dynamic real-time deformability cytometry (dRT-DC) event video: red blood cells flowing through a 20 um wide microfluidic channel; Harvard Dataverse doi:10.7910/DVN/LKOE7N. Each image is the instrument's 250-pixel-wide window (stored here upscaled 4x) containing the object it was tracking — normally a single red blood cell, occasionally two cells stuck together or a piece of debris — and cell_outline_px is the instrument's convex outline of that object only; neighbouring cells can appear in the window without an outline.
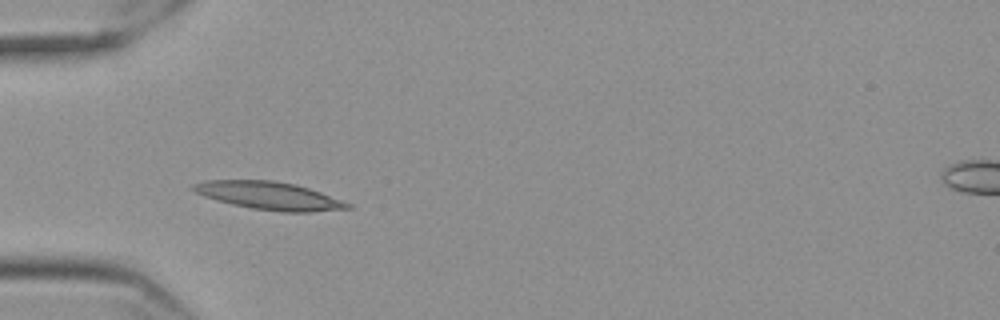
{"species": "Egyptian fruit bat (a non-hibernating species)", "species_latin": "Rousettus aegyptiacus", "temperature_condition": "cold", "stored_images_in_passage": 40, "camera_frame_rate_fps": 3000, "um_per_image_px": 0.085, "frame": {"image": 1, "passage_image": 1, "time_ms": 0.0, "image_size_px": [1000, 320], "cell_outline_px": [[352, 208], [308, 212], [280, 212], [252, 208], [232, 204], [216, 200], [204, 196], [188, 188], [192, 184], [204, 180], [272, 180], [296, 184], [320, 192], [352, 204]], "centroid_in_image_um": [22.84, 16.63], "position_along_channel_um": 62.2, "area_um2": 25.09}}
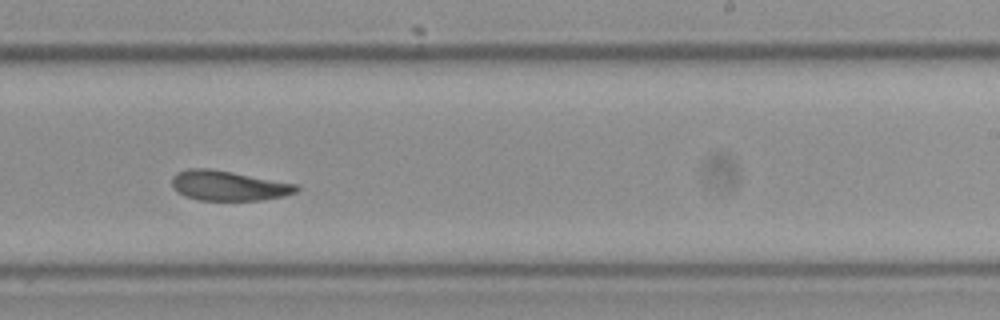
{"frame": {"image": 2, "passage_image": 19, "time_ms": 6.0, "image_size_px": [1000, 320], "cell_outline_px": [[300, 188], [296, 192], [284, 196], [264, 200], [200, 200], [184, 196], [176, 192], [172, 188], [172, 176], [176, 172], [188, 168], [208, 168], [232, 172], [296, 184]], "centroid_in_image_um": [19.37, 15.78], "position_along_channel_um": 269.6, "area_um2": 21.79}}
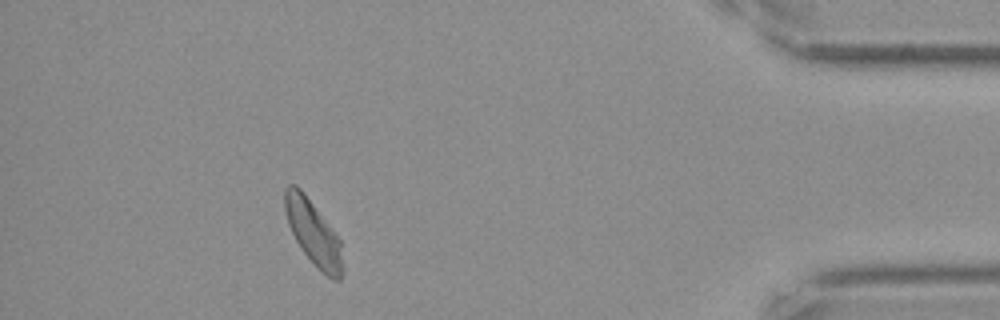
{"frame": {"image": 3, "passage_image": 35, "time_ms": 11.333, "image_size_px": [1000, 320], "cell_outline_px": [[344, 272], [340, 280], [332, 280], [300, 248], [288, 224], [284, 212], [284, 188], [288, 184], [296, 184], [300, 188], [340, 240], [344, 268]], "centroid_in_image_um": [26.62, 19.77], "position_along_channel_um": 408.6, "area_um2": 21.39}, "authors_computed_cell_mechanics": {"area_um2": 22.5131, "velocity_mm_per_s": 3.5151, "shape_relaxation_time_tau1_ms": 9.0983, "shape_relaxation_time_tau2_ms": 3.8322, "deformation_change_tau1": 0.1938, "deformation_change_tau2": 0.1047}}